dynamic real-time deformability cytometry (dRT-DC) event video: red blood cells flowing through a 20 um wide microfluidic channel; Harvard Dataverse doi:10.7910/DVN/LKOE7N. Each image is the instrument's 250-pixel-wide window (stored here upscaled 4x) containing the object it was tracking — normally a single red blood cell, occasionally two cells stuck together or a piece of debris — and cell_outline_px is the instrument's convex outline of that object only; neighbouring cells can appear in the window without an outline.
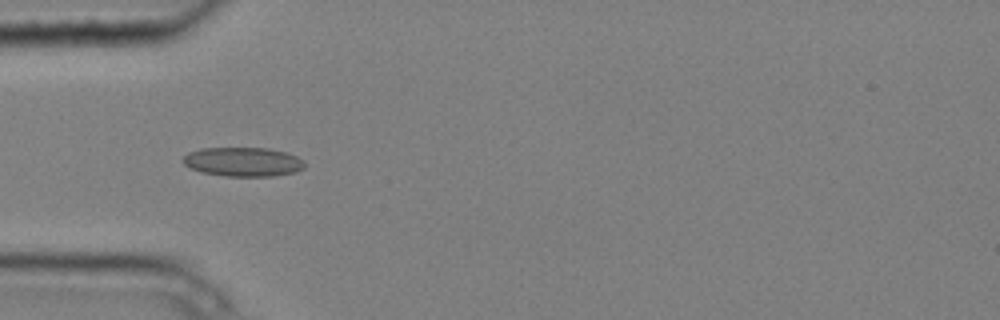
{"species": "common noctule bat (a hibernating species)", "species_latin": "Nyctalus noctula", "temperature_condition": "cold", "stored_images_in_passage": 8, "camera_frame_rate_fps": 3000, "um_per_image_px": 0.085, "animal": {"sex": "male", "body_mass_g": 20.4}, "frame": {"image": 1, "passage_image": 3, "time_ms": 0.667, "image_size_px": [1000, 320], "cell_outline_px": [[304, 168], [296, 172], [272, 176], [224, 176], [200, 172], [184, 164], [184, 156], [188, 152], [200, 148], [268, 148], [284, 152], [296, 156], [304, 160]], "centroid_in_image_um": [20.66, 13.75], "position_along_channel_um": 64.3, "area_um2": 20.63}}
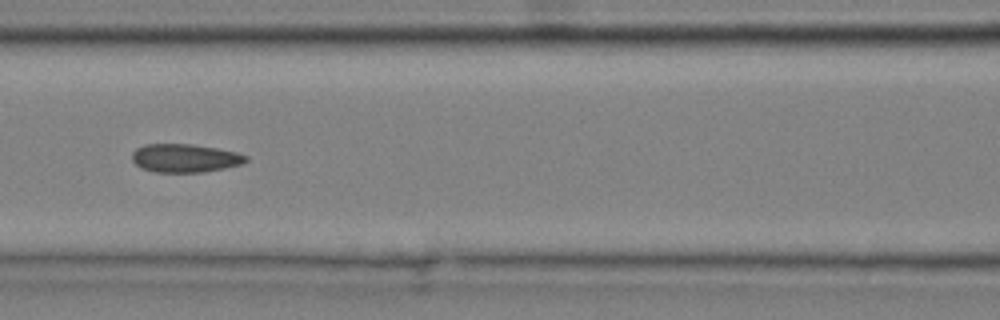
{"frame": {"image": 2, "passage_image": 5, "time_ms": 1.333, "image_size_px": [1000, 320], "cell_outline_px": [[248, 160], [244, 164], [204, 172], [152, 172], [140, 168], [132, 160], [132, 152], [136, 148], [144, 144], [192, 144], [216, 148], [236, 152], [248, 156]], "centroid_in_image_um": [15.71, 13.44], "position_along_channel_um": 150.9, "area_um2": 19.02}}
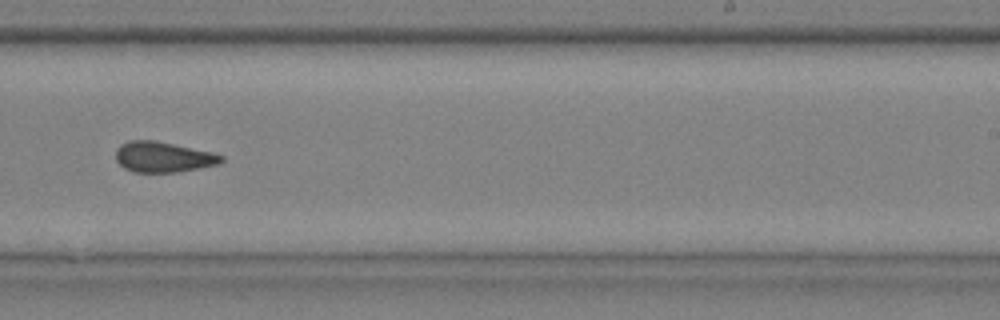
{"frame": {"image": 3, "passage_image": 8, "time_ms": 2.333, "image_size_px": [1000, 320], "cell_outline_px": [[224, 160], [220, 164], [200, 168], [176, 172], [136, 172], [124, 168], [116, 160], [116, 148], [120, 144], [128, 140], [156, 140], [212, 152], [224, 156]], "centroid_in_image_um": [13.87, 13.33], "position_along_channel_um": 275.1, "area_um2": 18.9}}